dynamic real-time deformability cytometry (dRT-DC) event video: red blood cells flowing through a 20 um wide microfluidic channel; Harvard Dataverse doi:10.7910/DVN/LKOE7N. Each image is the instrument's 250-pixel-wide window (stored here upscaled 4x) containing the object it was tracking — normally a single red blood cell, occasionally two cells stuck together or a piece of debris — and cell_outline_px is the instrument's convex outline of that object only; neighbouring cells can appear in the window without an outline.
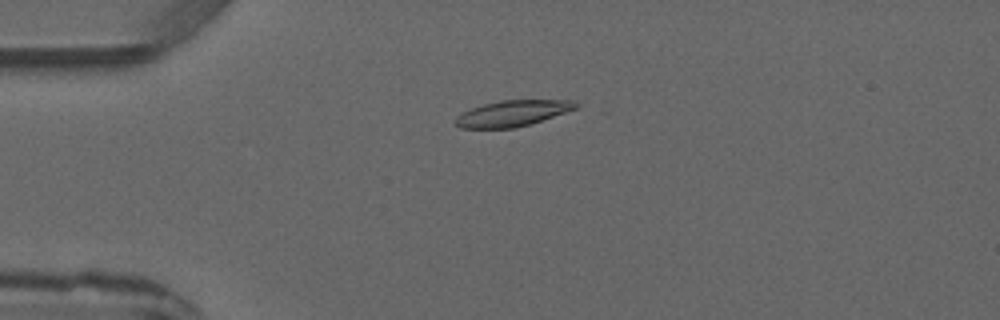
{"species": "common noctule bat (a hibernating species)", "species_latin": "Nyctalus noctula", "temperature_condition": "warm", "stored_images_in_passage": 6, "camera_frame_rate_fps": 3000, "um_per_image_px": 0.085, "animal": {"sex": "male", "forearm_length_mm": 52.5}, "frame": {"image": 1, "passage_image": 4, "time_ms": 3.333, "image_size_px": [1000, 320], "cell_outline_px": [[580, 104], [576, 108], [528, 124], [512, 128], [460, 128], [456, 124], [456, 116], [460, 112], [484, 104], [500, 100], [572, 100]], "centroid_in_image_um": [43.51, 9.62], "position_along_channel_um": 41.5, "area_um2": 17.86}}